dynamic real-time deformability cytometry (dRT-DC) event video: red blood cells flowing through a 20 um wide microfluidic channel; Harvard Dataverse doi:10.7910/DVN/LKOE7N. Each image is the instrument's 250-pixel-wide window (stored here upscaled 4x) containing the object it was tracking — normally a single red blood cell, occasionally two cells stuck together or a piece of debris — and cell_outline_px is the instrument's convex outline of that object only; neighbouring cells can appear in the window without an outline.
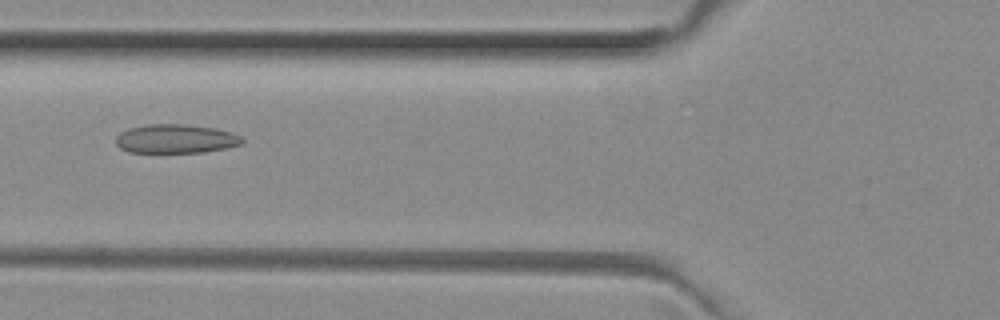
{"species": "common noctule bat (a hibernating species)", "species_latin": "Nyctalus noctula", "temperature_condition": "room temperature", "stored_images_in_passage": 33, "camera_frame_rate_fps": 3000, "um_per_image_px": 0.085, "animal": {"sex": "female", "body_mass_g": 29.2, "forearm_length_mm": 56.3}, "frame": {"image": 1, "passage_image": 7, "time_ms": 2.0, "image_size_px": [1000, 320], "cell_outline_px": [[244, 144], [204, 152], [128, 152], [120, 148], [116, 144], [116, 136], [120, 132], [128, 128], [148, 124], [184, 124], [216, 128], [232, 132], [240, 136], [244, 140]], "centroid_in_image_um": [14.94, 11.79], "position_along_channel_um": 110.9, "area_um2": 21.39}}
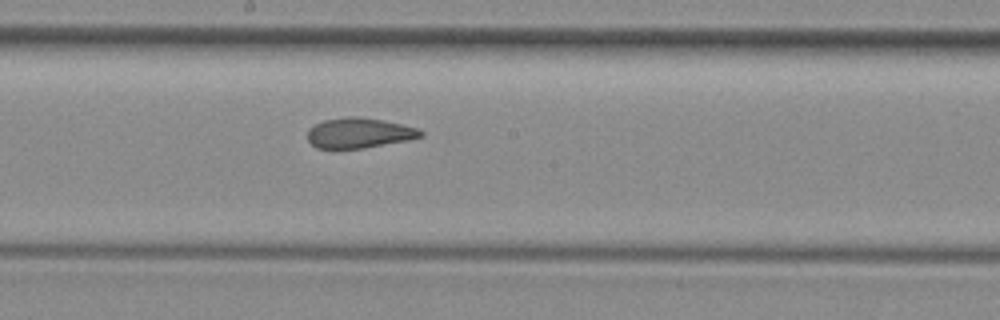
{"frame": {"image": 2, "passage_image": 15, "time_ms": 4.667, "image_size_px": [1000, 320], "cell_outline_px": [[424, 136], [408, 140], [364, 148], [316, 148], [308, 140], [308, 128], [324, 120], [348, 116], [360, 116], [400, 124], [416, 128], [424, 132]], "centroid_in_image_um": [30.52, 11.3], "position_along_channel_um": 217.7, "area_um2": 19.77}}
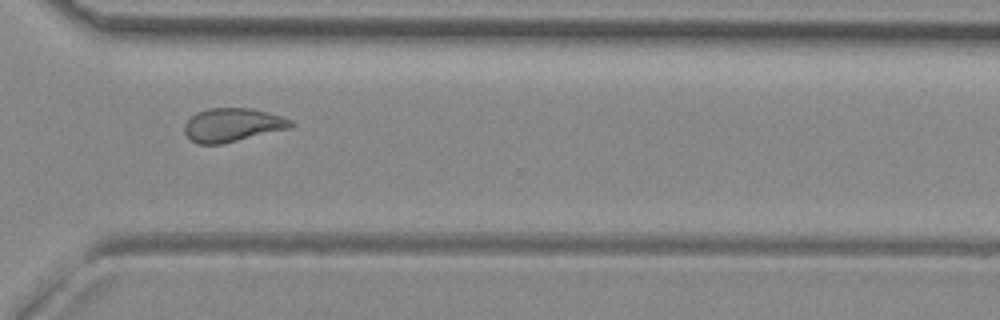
{"frame": {"image": 3, "passage_image": 25, "time_ms": 8.0, "image_size_px": [1000, 320], "cell_outline_px": [[296, 124], [292, 128], [220, 144], [196, 144], [184, 132], [184, 124], [196, 112], [208, 108], [248, 108], [280, 116], [292, 120]], "centroid_in_image_um": [19.76, 10.62], "position_along_channel_um": 350.8, "area_um2": 20.69}, "authors_computed_cell_mechanics": {"area_um2": 20.6924, "velocity_mm_per_s": 4.0017, "shape_relaxation_time_tau1_ms": null, "shape_relaxation_time_tau2_ms": 1.5759, "deformation_change_tau1": null, "deformation_change_tau2": 0.0963}}